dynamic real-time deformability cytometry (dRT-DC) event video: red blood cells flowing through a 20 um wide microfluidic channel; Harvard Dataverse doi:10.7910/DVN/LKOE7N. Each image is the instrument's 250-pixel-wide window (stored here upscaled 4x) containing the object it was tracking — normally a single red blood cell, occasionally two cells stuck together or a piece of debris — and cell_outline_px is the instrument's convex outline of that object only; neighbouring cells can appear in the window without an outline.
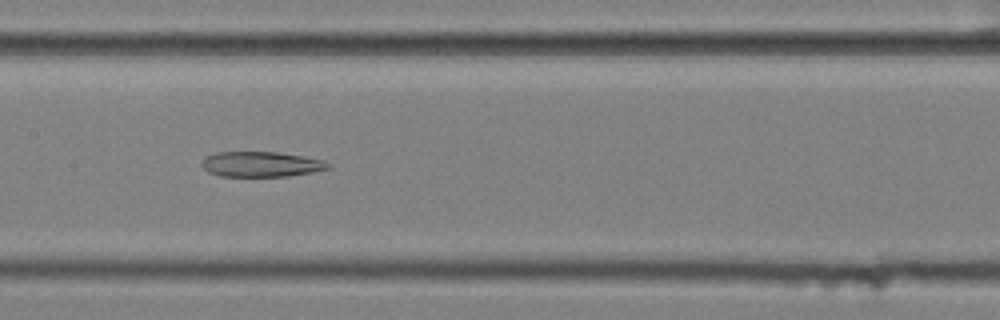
{"species": "common noctule bat (a hibernating species)", "species_latin": "Nyctalus noctula", "temperature_condition": "cold", "stored_images_in_passage": 45, "camera_frame_rate_fps": 3000, "um_per_image_px": 0.085, "animal": {"sex": "female", "body_mass_g": 25.1}, "frame": {"image": 1, "passage_image": 16, "time_ms": 5.0, "image_size_px": [1000, 320], "cell_outline_px": [[332, 168], [312, 172], [288, 176], [220, 176], [208, 172], [200, 164], [208, 156], [216, 152], [276, 152], [304, 156], [324, 160], [332, 164]], "centroid_in_image_um": [22.25, 13.96], "position_along_channel_um": 185.2, "area_um2": 18.61}}
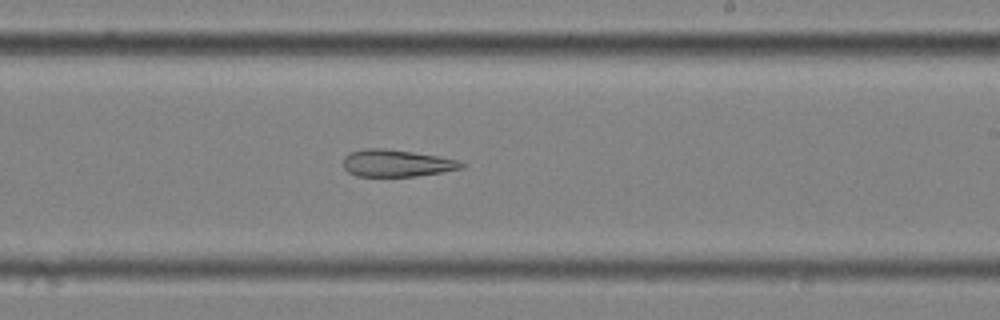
{"frame": {"image": 2, "passage_image": 22, "time_ms": 7.0, "image_size_px": [1000, 320], "cell_outline_px": [[464, 168], [416, 176], [356, 176], [348, 172], [344, 168], [344, 156], [352, 152], [364, 148], [380, 148], [412, 152], [440, 156], [456, 160], [464, 164]], "centroid_in_image_um": [33.69, 13.87], "position_along_channel_um": 255.3, "area_um2": 18.44}}
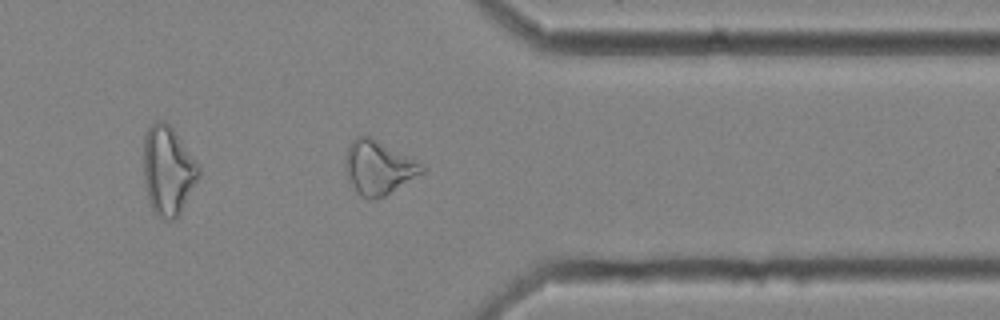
{"frame": {"image": 3, "passage_image": 33, "time_ms": 10.667, "image_size_px": [1000, 320], "cell_outline_px": [[424, 172], [384, 196], [376, 200], [368, 200], [360, 196], [356, 192], [344, 168], [344, 160], [348, 144], [356, 136], [368, 136], [424, 164]], "centroid_in_image_um": [32.13, 14.26], "position_along_channel_um": 379.3, "area_um2": 23.87}}